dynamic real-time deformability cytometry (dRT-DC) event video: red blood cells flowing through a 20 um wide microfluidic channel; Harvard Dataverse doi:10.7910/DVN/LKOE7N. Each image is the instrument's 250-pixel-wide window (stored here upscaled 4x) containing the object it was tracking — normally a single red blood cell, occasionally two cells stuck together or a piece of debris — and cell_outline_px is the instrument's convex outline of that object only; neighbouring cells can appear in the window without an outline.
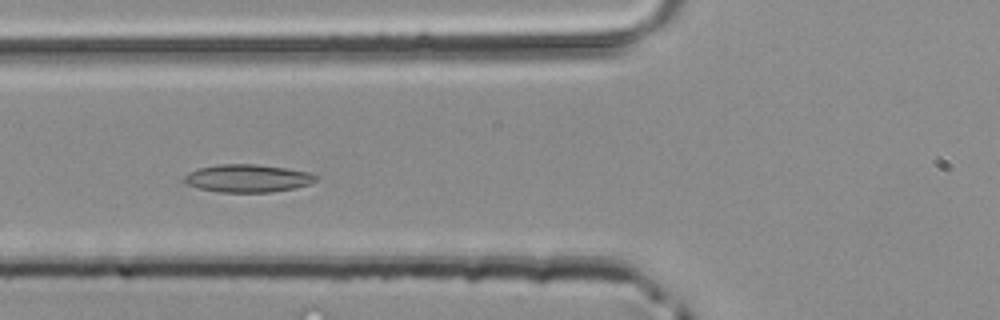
{"species": "common noctule bat (a hibernating species)", "species_latin": "Nyctalus noctula", "temperature_condition": "room temperature", "stored_images_in_passage": 4, "camera_frame_rate_fps": 3000, "um_per_image_px": 0.085, "animal": {"sex": "male", "body_mass_g": 20.4}, "frame": {"image": 1, "passage_image": 4, "time_ms": 1.0, "image_size_px": [1000, 320], "cell_outline_px": [[320, 176], [312, 184], [296, 188], [272, 192], [220, 192], [200, 188], [188, 184], [184, 180], [184, 176], [188, 172], [196, 168], [220, 164], [256, 164], [284, 168], [308, 172]], "centroid_in_image_um": [21.08, 15.15], "position_along_channel_um": 104.7, "area_um2": 21.39}}